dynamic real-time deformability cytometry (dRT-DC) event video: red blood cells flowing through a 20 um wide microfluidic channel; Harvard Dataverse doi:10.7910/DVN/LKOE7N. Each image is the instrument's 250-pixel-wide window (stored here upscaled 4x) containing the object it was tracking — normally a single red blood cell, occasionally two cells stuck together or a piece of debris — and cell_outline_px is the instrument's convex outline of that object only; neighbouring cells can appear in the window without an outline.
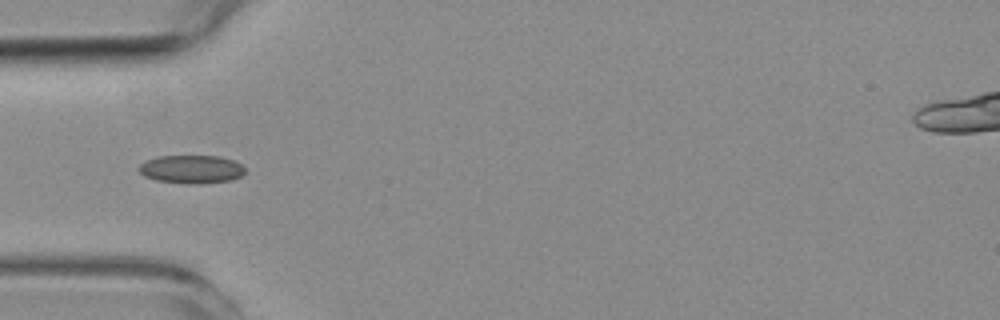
{"species": "common noctule bat (a hibernating species)", "species_latin": "Nyctalus noctula", "temperature_condition": "room temperature", "stored_images_in_passage": 9, "camera_frame_rate_fps": 3000, "um_per_image_px": 0.085, "animal": {"sex": "female", "body_mass_g": 19.3, "forearm_length_mm": 54.1}, "frame": {"image": 1, "passage_image": 3, "time_ms": 3.333, "image_size_px": [1000, 320], "cell_outline_px": [[244, 172], [240, 176], [228, 180], [200, 184], [184, 184], [156, 180], [144, 176], [136, 168], [144, 160], [156, 156], [220, 156], [232, 160], [240, 164], [244, 168]], "centroid_in_image_um": [16.19, 14.38], "position_along_channel_um": 68.8, "area_um2": 17.57}}
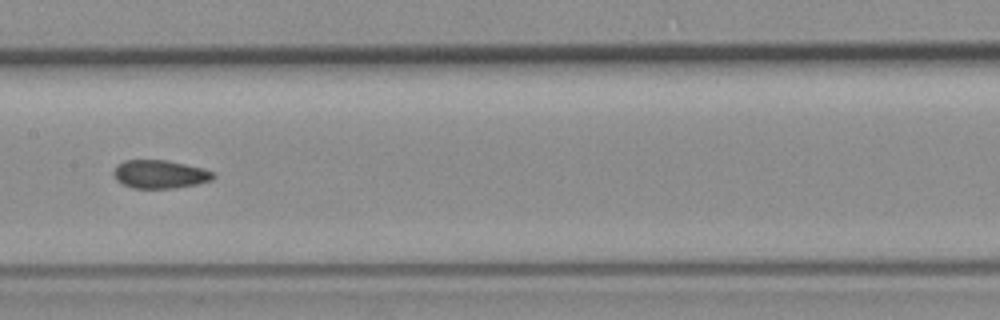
{"frame": {"image": 2, "passage_image": 6, "time_ms": 6.667, "image_size_px": [1000, 320], "cell_outline_px": [[216, 176], [212, 180], [196, 184], [172, 188], [132, 188], [116, 180], [112, 172], [116, 164], [124, 160], [168, 160], [204, 168], [212, 172]], "centroid_in_image_um": [13.57, 14.8], "position_along_channel_um": 193.8, "area_um2": 16.53}}
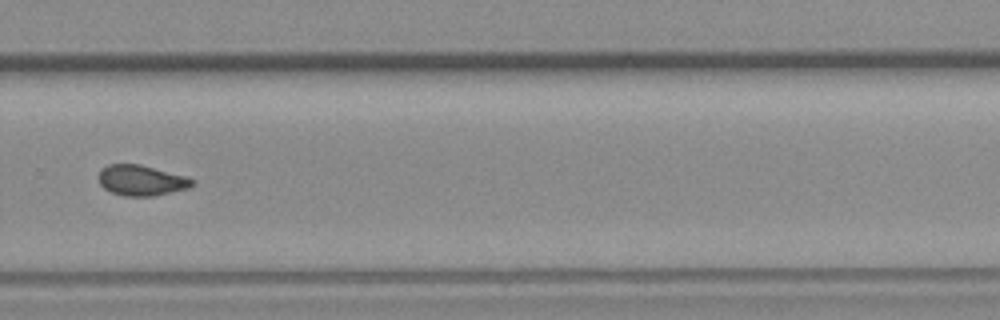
{"frame": {"image": 3, "passage_image": 9, "time_ms": 10.0, "image_size_px": [1000, 320], "cell_outline_px": [[196, 180], [188, 188], [156, 196], [124, 196], [112, 192], [104, 188], [100, 184], [100, 168], [108, 164], [140, 164], [184, 176]], "centroid_in_image_um": [12.01, 15.33], "position_along_channel_um": 317.8, "area_um2": 16.53}}